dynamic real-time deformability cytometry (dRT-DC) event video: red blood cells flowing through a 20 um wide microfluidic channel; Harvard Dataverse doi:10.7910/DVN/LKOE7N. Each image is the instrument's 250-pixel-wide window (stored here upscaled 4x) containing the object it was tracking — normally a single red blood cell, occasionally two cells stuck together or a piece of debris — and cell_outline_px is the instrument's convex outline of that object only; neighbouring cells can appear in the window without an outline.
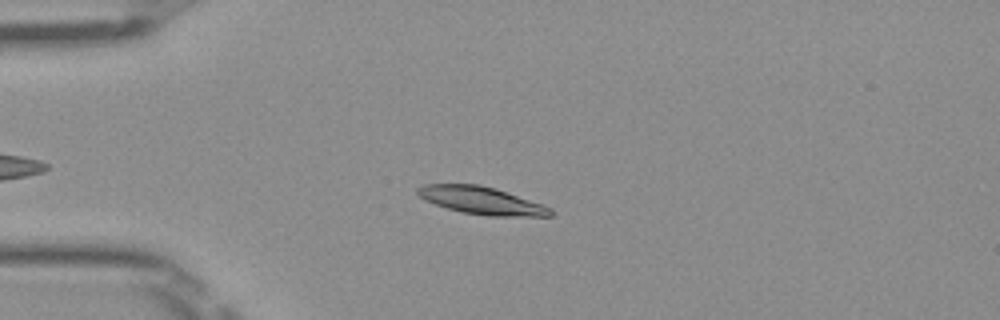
{"species": "Egyptian fruit bat (a non-hibernating species)", "species_latin": "Rousettus aegyptiacus", "temperature_condition": "room temperature", "stored_images_in_passage": 47, "camera_frame_rate_fps": 3000, "um_per_image_px": 0.085, "frame": {"image": 1, "passage_image": 9, "time_ms": 2.667, "image_size_px": [1000, 320], "cell_outline_px": [[552, 216], [488, 216], [460, 212], [436, 204], [420, 196], [416, 192], [416, 188], [424, 184], [480, 184], [496, 188], [544, 204], [552, 208]], "centroid_in_image_um": [40.97, 17.04], "position_along_channel_um": 44.0, "area_um2": 21.39}}
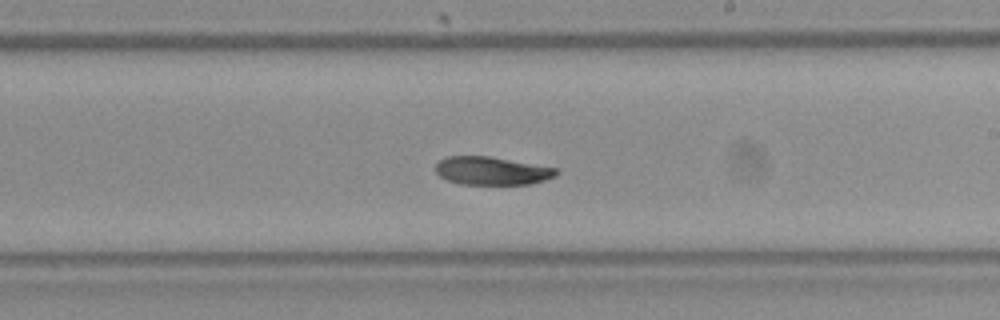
{"frame": {"image": 2, "passage_image": 26, "time_ms": 8.333, "image_size_px": [1000, 320], "cell_outline_px": [[560, 172], [556, 176], [544, 180], [528, 184], [460, 184], [448, 180], [440, 176], [436, 172], [436, 164], [440, 160], [448, 156], [488, 156], [556, 168]], "centroid_in_image_um": [41.8, 14.52], "position_along_channel_um": 247.2, "area_um2": 19.59}}
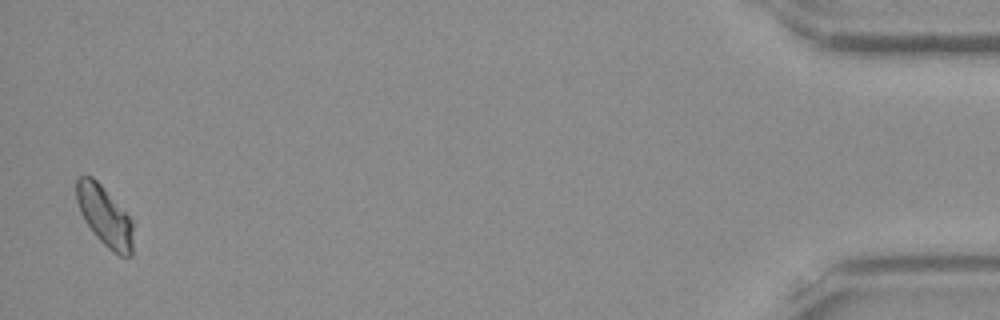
{"frame": {"image": 3, "passage_image": 46, "time_ms": 15.0, "image_size_px": [1000, 320], "cell_outline_px": [[132, 256], [120, 256], [112, 252], [92, 232], [84, 220], [80, 212], [76, 200], [76, 176], [92, 176], [104, 188], [128, 216], [132, 224]], "centroid_in_image_um": [8.86, 18.37], "position_along_channel_um": 426.3, "area_um2": 19.59}}